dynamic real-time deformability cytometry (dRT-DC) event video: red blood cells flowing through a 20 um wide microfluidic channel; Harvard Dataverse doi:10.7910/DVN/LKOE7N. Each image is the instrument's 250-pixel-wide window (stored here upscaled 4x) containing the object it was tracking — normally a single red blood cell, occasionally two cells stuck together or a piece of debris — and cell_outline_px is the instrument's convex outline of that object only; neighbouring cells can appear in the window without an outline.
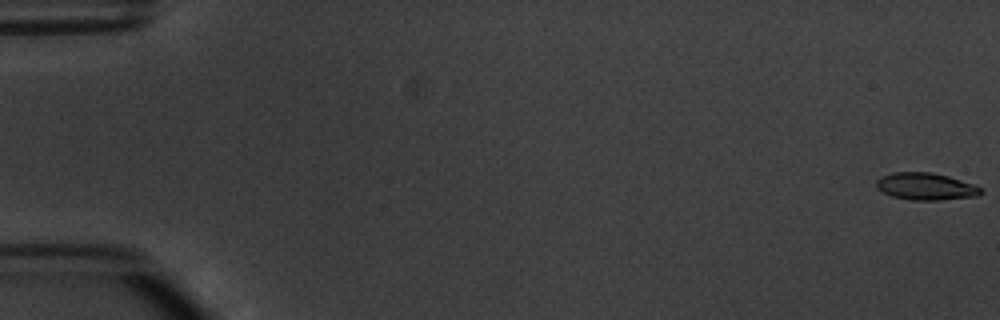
{"species": "common noctule bat (a hibernating species)", "species_latin": "Nyctalus noctula", "temperature_condition": "warm", "stored_images_in_passage": 10, "camera_frame_rate_fps": 3000, "um_per_image_px": 0.085, "animal": {"sex": "male", "body_mass_g": 20.1, "forearm_length_mm": 53.5}, "frame": {"image": 1, "passage_image": 1, "time_ms": 0.0, "image_size_px": [1000, 320], "cell_outline_px": [[984, 192], [980, 196], [940, 200], [912, 200], [892, 196], [876, 188], [876, 180], [880, 176], [892, 172], [932, 172], [948, 176], [984, 188]], "centroid_in_image_um": [78.71, 15.85], "position_along_channel_um": 6.3, "area_um2": 16.7}}
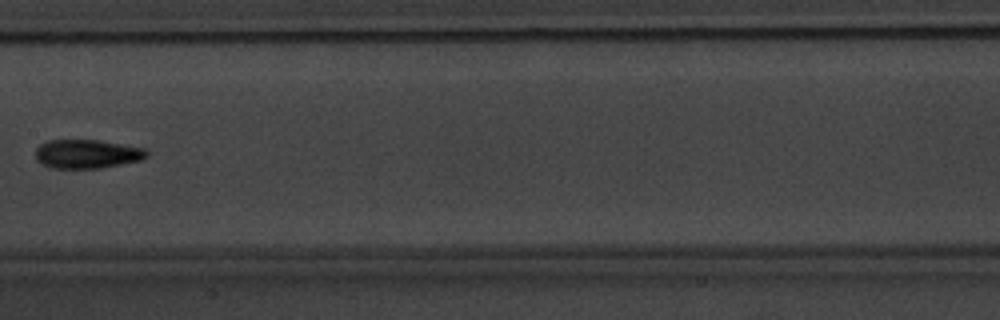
{"frame": {"image": 2, "passage_image": 9, "time_ms": 9.333, "image_size_px": [1000, 320], "cell_outline_px": [[148, 156], [140, 160], [100, 168], [52, 168], [36, 160], [36, 148], [40, 144], [48, 140], [96, 140], [144, 148], [148, 152]], "centroid_in_image_um": [7.37, 13.08], "position_along_channel_um": 200.0, "area_um2": 18.5}}
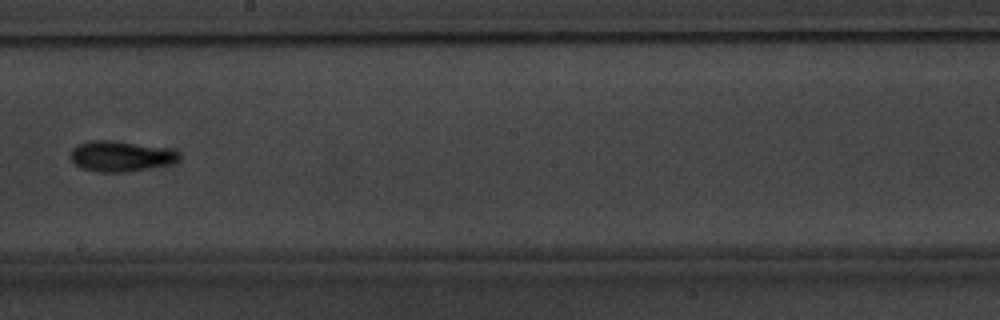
{"frame": {"image": 3, "passage_image": 10, "time_ms": 10.333, "image_size_px": [1000, 320], "cell_outline_px": [[180, 156], [176, 160], [168, 164], [128, 172], [92, 172], [80, 168], [72, 160], [72, 148], [80, 144], [92, 140], [112, 140], [164, 148], [180, 152]], "centroid_in_image_um": [10.22, 13.29], "position_along_channel_um": 238.0, "area_um2": 19.02}}